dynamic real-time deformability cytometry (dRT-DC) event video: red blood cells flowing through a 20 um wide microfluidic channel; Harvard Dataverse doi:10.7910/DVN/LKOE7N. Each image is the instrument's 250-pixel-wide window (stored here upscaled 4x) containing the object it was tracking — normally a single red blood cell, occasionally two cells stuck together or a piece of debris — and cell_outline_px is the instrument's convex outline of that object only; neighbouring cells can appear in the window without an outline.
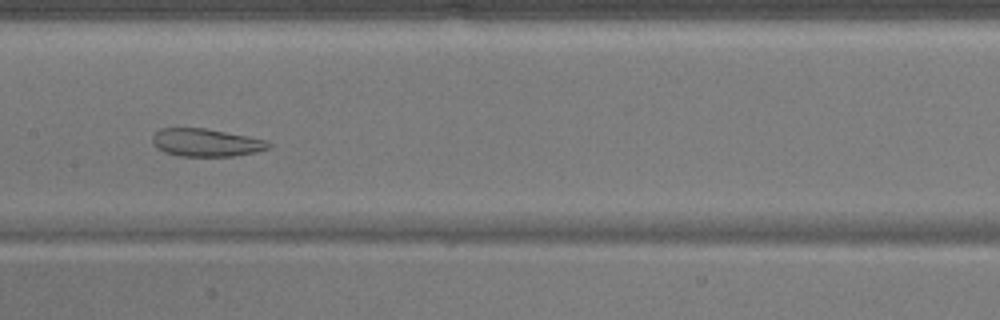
{"species": "common noctule bat (a hibernating species)", "species_latin": "Nyctalus noctula", "temperature_condition": "warm", "stored_images_in_passage": 51, "camera_frame_rate_fps": 3000, "um_per_image_px": 0.085, "animal": {"sex": "male", "body_mass_g": 17.9}, "frame": {"image": 1, "passage_image": 26, "time_ms": 8.333, "image_size_px": [1000, 320], "cell_outline_px": [[272, 144], [268, 148], [256, 152], [232, 156], [180, 156], [164, 152], [156, 148], [152, 140], [152, 136], [160, 128], [204, 128], [268, 140]], "centroid_in_image_um": [17.5, 12.12], "position_along_channel_um": 189.9, "area_um2": 18.79}}
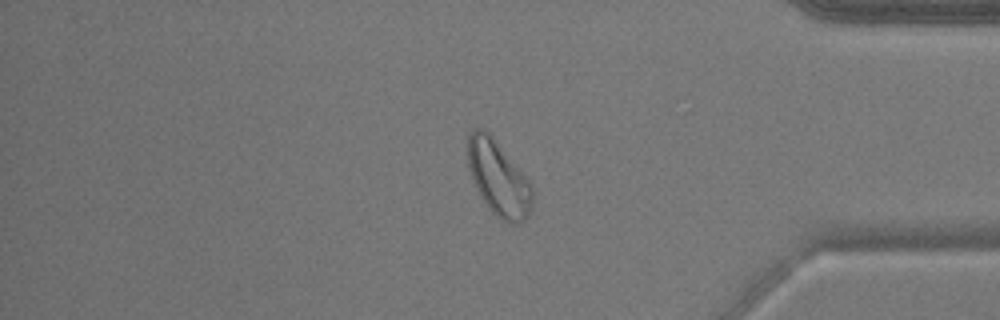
{"frame": {"image": 2, "passage_image": 43, "time_ms": 14.0, "image_size_px": [1000, 320], "cell_outline_px": [[532, 204], [528, 216], [524, 220], [516, 224], [508, 224], [496, 216], [488, 208], [480, 196], [468, 168], [468, 136], [472, 128], [480, 128], [488, 132], [492, 136], [528, 180], [532, 188]], "centroid_in_image_um": [42.35, 15.18], "position_along_channel_um": 392.9, "area_um2": 27.92}}
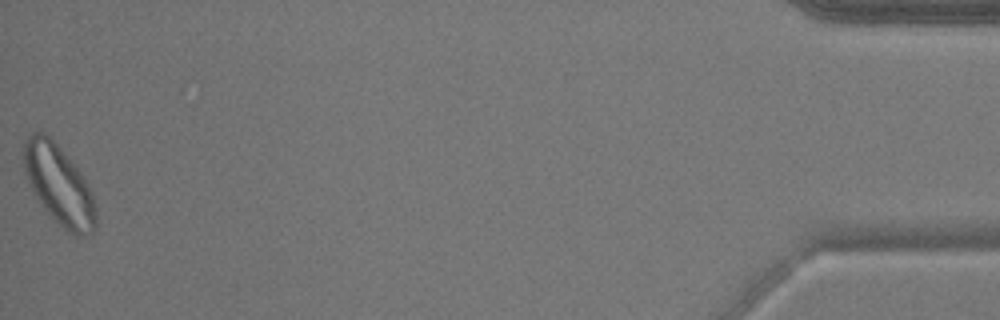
{"frame": {"image": 3, "passage_image": 51, "time_ms": 16.667, "image_size_px": [1000, 320], "cell_outline_px": [[96, 228], [88, 236], [76, 236], [68, 232], [44, 208], [36, 196], [24, 172], [24, 144], [28, 136], [32, 132], [44, 132], [76, 164], [84, 176], [92, 192], [96, 208]], "centroid_in_image_um": [5.05, 15.72], "position_along_channel_um": 430.1, "area_um2": 33.35}}